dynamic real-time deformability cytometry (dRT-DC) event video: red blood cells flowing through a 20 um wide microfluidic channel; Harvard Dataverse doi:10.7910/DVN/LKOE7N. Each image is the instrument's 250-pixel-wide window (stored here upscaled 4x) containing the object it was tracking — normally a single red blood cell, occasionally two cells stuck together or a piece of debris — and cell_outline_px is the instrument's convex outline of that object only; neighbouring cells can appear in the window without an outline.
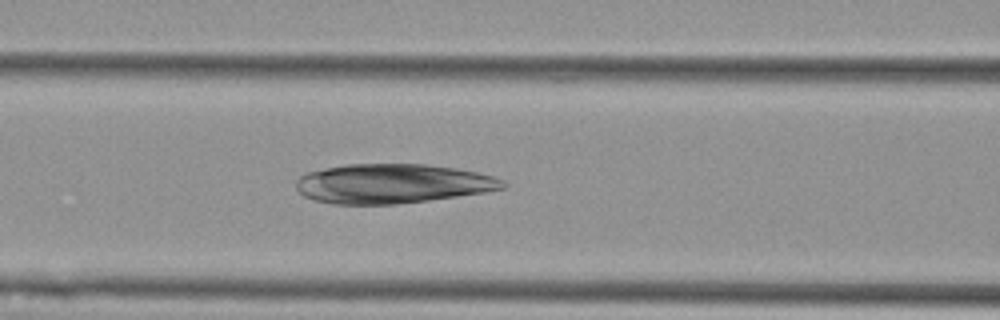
{"species": "Egyptian fruit bat (a non-hibernating species)", "species_latin": "Rousettus aegyptiacus", "temperature_condition": "cold", "stored_images_in_passage": 40, "camera_frame_rate_fps": 3000, "um_per_image_px": 0.085, "animal": {"sex": "female"}, "frame": {"image": 1, "passage_image": 11, "time_ms": 3.333, "image_size_px": [1000, 320], "cell_outline_px": [[508, 188], [484, 192], [428, 200], [396, 204], [332, 204], [316, 200], [304, 196], [296, 188], [296, 180], [300, 176], [308, 172], [324, 168], [344, 164], [424, 164], [456, 168], [496, 176], [504, 180], [508, 184]], "centroid_in_image_um": [33.38, 15.6], "position_along_channel_um": 133.2, "area_um2": 47.63}}
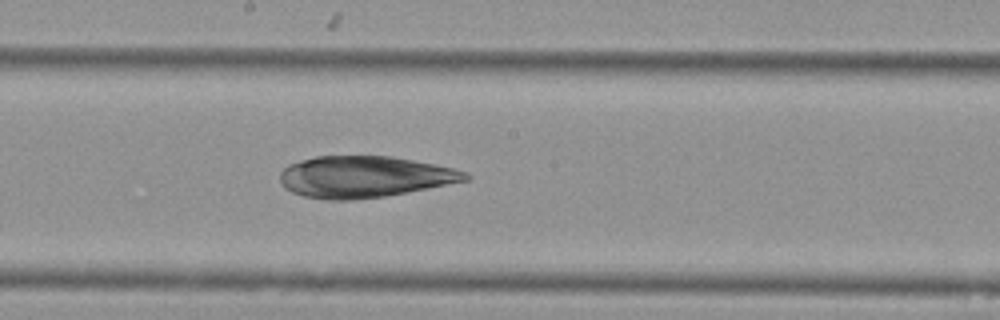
{"frame": {"image": 2, "passage_image": 18, "time_ms": 5.667, "image_size_px": [1000, 320], "cell_outline_px": [[472, 176], [468, 180], [408, 192], [384, 196], [352, 200], [324, 200], [304, 196], [292, 192], [284, 188], [280, 180], [280, 172], [288, 164], [300, 160], [316, 156], [392, 156], [452, 168], [468, 172]], "centroid_in_image_um": [30.94, 15.03], "position_along_channel_um": 217.3, "area_um2": 44.8}}
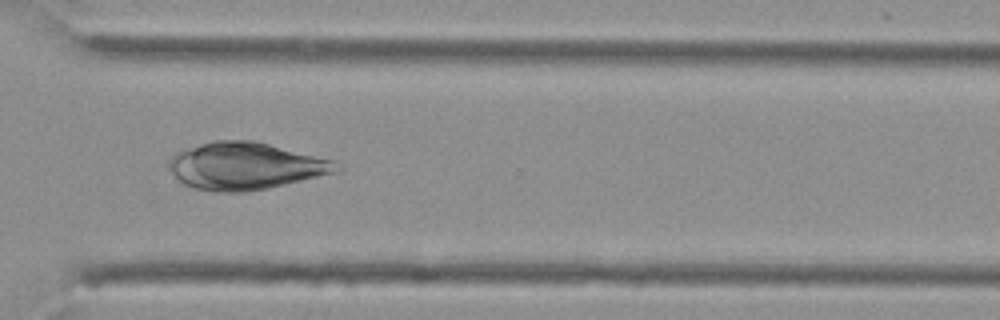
{"frame": {"image": 3, "passage_image": 29, "time_ms": 9.333, "image_size_px": [1000, 320], "cell_outline_px": [[344, 168], [336, 172], [268, 188], [244, 192], [220, 192], [196, 188], [184, 184], [168, 168], [168, 160], [180, 148], [212, 140], [256, 140], [336, 160]], "centroid_in_image_um": [20.87, 14.08], "position_along_channel_um": 349.7, "area_um2": 46.59}}